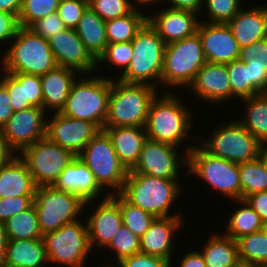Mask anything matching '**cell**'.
Listing matches in <instances>:
<instances>
[{
    "instance_id": "6da1fadb",
    "label": "cell",
    "mask_w": 267,
    "mask_h": 267,
    "mask_svg": "<svg viewBox=\"0 0 267 267\" xmlns=\"http://www.w3.org/2000/svg\"><path fill=\"white\" fill-rule=\"evenodd\" d=\"M179 96L170 90L162 97L152 100L145 124L147 139L179 147L185 138H197L190 135L193 123L191 111L183 106Z\"/></svg>"
},
{
    "instance_id": "7a4b0ae2",
    "label": "cell",
    "mask_w": 267,
    "mask_h": 267,
    "mask_svg": "<svg viewBox=\"0 0 267 267\" xmlns=\"http://www.w3.org/2000/svg\"><path fill=\"white\" fill-rule=\"evenodd\" d=\"M115 81V82H114ZM157 88L146 84H128L110 78L108 113L104 127H145Z\"/></svg>"
},
{
    "instance_id": "3957f363",
    "label": "cell",
    "mask_w": 267,
    "mask_h": 267,
    "mask_svg": "<svg viewBox=\"0 0 267 267\" xmlns=\"http://www.w3.org/2000/svg\"><path fill=\"white\" fill-rule=\"evenodd\" d=\"M0 62L3 71L42 76L57 66L47 39L28 27H19Z\"/></svg>"
},
{
    "instance_id": "277c9868",
    "label": "cell",
    "mask_w": 267,
    "mask_h": 267,
    "mask_svg": "<svg viewBox=\"0 0 267 267\" xmlns=\"http://www.w3.org/2000/svg\"><path fill=\"white\" fill-rule=\"evenodd\" d=\"M178 180H167L147 174L128 171L120 194L132 205L156 217L181 216L171 215V204L175 202L181 187Z\"/></svg>"
},
{
    "instance_id": "5b68a950",
    "label": "cell",
    "mask_w": 267,
    "mask_h": 267,
    "mask_svg": "<svg viewBox=\"0 0 267 267\" xmlns=\"http://www.w3.org/2000/svg\"><path fill=\"white\" fill-rule=\"evenodd\" d=\"M133 55L119 81L128 84H146L156 88L161 83V72L166 44L147 21L132 39ZM156 79V80H155ZM150 80H155L153 81ZM153 83V84H152Z\"/></svg>"
},
{
    "instance_id": "8992f818",
    "label": "cell",
    "mask_w": 267,
    "mask_h": 267,
    "mask_svg": "<svg viewBox=\"0 0 267 267\" xmlns=\"http://www.w3.org/2000/svg\"><path fill=\"white\" fill-rule=\"evenodd\" d=\"M109 96L110 78L97 76L77 79L60 113L92 122L103 130L108 113Z\"/></svg>"
},
{
    "instance_id": "52a82bcc",
    "label": "cell",
    "mask_w": 267,
    "mask_h": 267,
    "mask_svg": "<svg viewBox=\"0 0 267 267\" xmlns=\"http://www.w3.org/2000/svg\"><path fill=\"white\" fill-rule=\"evenodd\" d=\"M199 33L166 44L161 72V85L181 87L193 83L206 63Z\"/></svg>"
},
{
    "instance_id": "ba28073f",
    "label": "cell",
    "mask_w": 267,
    "mask_h": 267,
    "mask_svg": "<svg viewBox=\"0 0 267 267\" xmlns=\"http://www.w3.org/2000/svg\"><path fill=\"white\" fill-rule=\"evenodd\" d=\"M185 151L187 175L195 174L227 199H241L239 164L212 156L199 146H187Z\"/></svg>"
},
{
    "instance_id": "9c48e42d",
    "label": "cell",
    "mask_w": 267,
    "mask_h": 267,
    "mask_svg": "<svg viewBox=\"0 0 267 267\" xmlns=\"http://www.w3.org/2000/svg\"><path fill=\"white\" fill-rule=\"evenodd\" d=\"M228 121L218 125L208 140L202 143L198 137L195 141L208 154L233 163L240 164L258 158L263 144L238 120Z\"/></svg>"
},
{
    "instance_id": "30bf717a",
    "label": "cell",
    "mask_w": 267,
    "mask_h": 267,
    "mask_svg": "<svg viewBox=\"0 0 267 267\" xmlns=\"http://www.w3.org/2000/svg\"><path fill=\"white\" fill-rule=\"evenodd\" d=\"M35 206L42 235L56 231L64 224L77 221L88 202L69 192L55 189L52 185L37 186Z\"/></svg>"
},
{
    "instance_id": "8fae6325",
    "label": "cell",
    "mask_w": 267,
    "mask_h": 267,
    "mask_svg": "<svg viewBox=\"0 0 267 267\" xmlns=\"http://www.w3.org/2000/svg\"><path fill=\"white\" fill-rule=\"evenodd\" d=\"M48 262L67 267H84L91 251L87 223L80 220L64 224L56 231L42 235Z\"/></svg>"
},
{
    "instance_id": "7c38bea8",
    "label": "cell",
    "mask_w": 267,
    "mask_h": 267,
    "mask_svg": "<svg viewBox=\"0 0 267 267\" xmlns=\"http://www.w3.org/2000/svg\"><path fill=\"white\" fill-rule=\"evenodd\" d=\"M78 156L86 163L102 188H111L114 193L122 191L128 170L120 162L111 139L104 130H100Z\"/></svg>"
},
{
    "instance_id": "4fadbf2b",
    "label": "cell",
    "mask_w": 267,
    "mask_h": 267,
    "mask_svg": "<svg viewBox=\"0 0 267 267\" xmlns=\"http://www.w3.org/2000/svg\"><path fill=\"white\" fill-rule=\"evenodd\" d=\"M37 186L52 185L76 155L47 137L38 140L21 152Z\"/></svg>"
},
{
    "instance_id": "5bb4252c",
    "label": "cell",
    "mask_w": 267,
    "mask_h": 267,
    "mask_svg": "<svg viewBox=\"0 0 267 267\" xmlns=\"http://www.w3.org/2000/svg\"><path fill=\"white\" fill-rule=\"evenodd\" d=\"M177 148L171 144L147 139L139 161L131 171L161 179L178 180V171L184 165L187 166V155L179 157Z\"/></svg>"
},
{
    "instance_id": "9a60e30c",
    "label": "cell",
    "mask_w": 267,
    "mask_h": 267,
    "mask_svg": "<svg viewBox=\"0 0 267 267\" xmlns=\"http://www.w3.org/2000/svg\"><path fill=\"white\" fill-rule=\"evenodd\" d=\"M43 108L30 107L14 112L2 132L8 145L16 153L46 137L47 119Z\"/></svg>"
},
{
    "instance_id": "2e32d148",
    "label": "cell",
    "mask_w": 267,
    "mask_h": 267,
    "mask_svg": "<svg viewBox=\"0 0 267 267\" xmlns=\"http://www.w3.org/2000/svg\"><path fill=\"white\" fill-rule=\"evenodd\" d=\"M47 118L46 137L78 156L101 130L96 124L55 112Z\"/></svg>"
},
{
    "instance_id": "e0dca14e",
    "label": "cell",
    "mask_w": 267,
    "mask_h": 267,
    "mask_svg": "<svg viewBox=\"0 0 267 267\" xmlns=\"http://www.w3.org/2000/svg\"><path fill=\"white\" fill-rule=\"evenodd\" d=\"M48 43L57 66L85 75L96 70V60L86 50L75 29L65 28L50 37Z\"/></svg>"
},
{
    "instance_id": "ac0fdd59",
    "label": "cell",
    "mask_w": 267,
    "mask_h": 267,
    "mask_svg": "<svg viewBox=\"0 0 267 267\" xmlns=\"http://www.w3.org/2000/svg\"><path fill=\"white\" fill-rule=\"evenodd\" d=\"M197 32L207 62L228 64L239 59L240 47L227 24L199 22Z\"/></svg>"
},
{
    "instance_id": "d6986e66",
    "label": "cell",
    "mask_w": 267,
    "mask_h": 267,
    "mask_svg": "<svg viewBox=\"0 0 267 267\" xmlns=\"http://www.w3.org/2000/svg\"><path fill=\"white\" fill-rule=\"evenodd\" d=\"M189 88L199 99L210 104L222 103L232 98L226 64L206 62Z\"/></svg>"
},
{
    "instance_id": "ffe728a7",
    "label": "cell",
    "mask_w": 267,
    "mask_h": 267,
    "mask_svg": "<svg viewBox=\"0 0 267 267\" xmlns=\"http://www.w3.org/2000/svg\"><path fill=\"white\" fill-rule=\"evenodd\" d=\"M103 200V201H102ZM97 208L90 214L87 223L91 248H105L113 235L123 225L120 206L110 197L100 199Z\"/></svg>"
},
{
    "instance_id": "44dd1931",
    "label": "cell",
    "mask_w": 267,
    "mask_h": 267,
    "mask_svg": "<svg viewBox=\"0 0 267 267\" xmlns=\"http://www.w3.org/2000/svg\"><path fill=\"white\" fill-rule=\"evenodd\" d=\"M196 13L175 9L163 8L158 14L147 16V21L157 31L165 44L182 40L197 32L198 21Z\"/></svg>"
},
{
    "instance_id": "7402d4cb",
    "label": "cell",
    "mask_w": 267,
    "mask_h": 267,
    "mask_svg": "<svg viewBox=\"0 0 267 267\" xmlns=\"http://www.w3.org/2000/svg\"><path fill=\"white\" fill-rule=\"evenodd\" d=\"M52 186L55 189L79 196L85 203H92L104 190L96 181L86 163L76 156L62 171Z\"/></svg>"
},
{
    "instance_id": "603a6c76",
    "label": "cell",
    "mask_w": 267,
    "mask_h": 267,
    "mask_svg": "<svg viewBox=\"0 0 267 267\" xmlns=\"http://www.w3.org/2000/svg\"><path fill=\"white\" fill-rule=\"evenodd\" d=\"M182 221L181 216L156 217L140 238V252L166 259L172 266V237Z\"/></svg>"
},
{
    "instance_id": "cb8c5ba5",
    "label": "cell",
    "mask_w": 267,
    "mask_h": 267,
    "mask_svg": "<svg viewBox=\"0 0 267 267\" xmlns=\"http://www.w3.org/2000/svg\"><path fill=\"white\" fill-rule=\"evenodd\" d=\"M227 25L240 48L267 38V6L241 9Z\"/></svg>"
},
{
    "instance_id": "d4e9b609",
    "label": "cell",
    "mask_w": 267,
    "mask_h": 267,
    "mask_svg": "<svg viewBox=\"0 0 267 267\" xmlns=\"http://www.w3.org/2000/svg\"><path fill=\"white\" fill-rule=\"evenodd\" d=\"M120 162L129 171L138 163L147 140L145 127H104Z\"/></svg>"
},
{
    "instance_id": "484cf974",
    "label": "cell",
    "mask_w": 267,
    "mask_h": 267,
    "mask_svg": "<svg viewBox=\"0 0 267 267\" xmlns=\"http://www.w3.org/2000/svg\"><path fill=\"white\" fill-rule=\"evenodd\" d=\"M76 71L56 66L45 75L40 76L42 84L43 109L61 112L65 107L67 97L76 77ZM76 77V78H75ZM49 108V109H48Z\"/></svg>"
},
{
    "instance_id": "4316f807",
    "label": "cell",
    "mask_w": 267,
    "mask_h": 267,
    "mask_svg": "<svg viewBox=\"0 0 267 267\" xmlns=\"http://www.w3.org/2000/svg\"><path fill=\"white\" fill-rule=\"evenodd\" d=\"M37 185L24 160L16 155L0 168V198L34 196Z\"/></svg>"
},
{
    "instance_id": "83f0119b",
    "label": "cell",
    "mask_w": 267,
    "mask_h": 267,
    "mask_svg": "<svg viewBox=\"0 0 267 267\" xmlns=\"http://www.w3.org/2000/svg\"><path fill=\"white\" fill-rule=\"evenodd\" d=\"M48 262L42 238L9 239L1 267H47Z\"/></svg>"
},
{
    "instance_id": "f1b7e54d",
    "label": "cell",
    "mask_w": 267,
    "mask_h": 267,
    "mask_svg": "<svg viewBox=\"0 0 267 267\" xmlns=\"http://www.w3.org/2000/svg\"><path fill=\"white\" fill-rule=\"evenodd\" d=\"M105 24L106 22L88 6L75 28L86 50L96 61L108 45Z\"/></svg>"
},
{
    "instance_id": "f546056e",
    "label": "cell",
    "mask_w": 267,
    "mask_h": 267,
    "mask_svg": "<svg viewBox=\"0 0 267 267\" xmlns=\"http://www.w3.org/2000/svg\"><path fill=\"white\" fill-rule=\"evenodd\" d=\"M200 253L206 267H231L239 259L237 241L225 234L213 233Z\"/></svg>"
},
{
    "instance_id": "4dcf8cb0",
    "label": "cell",
    "mask_w": 267,
    "mask_h": 267,
    "mask_svg": "<svg viewBox=\"0 0 267 267\" xmlns=\"http://www.w3.org/2000/svg\"><path fill=\"white\" fill-rule=\"evenodd\" d=\"M247 111L239 122L262 144H267V93L243 99Z\"/></svg>"
},
{
    "instance_id": "1f68e13d",
    "label": "cell",
    "mask_w": 267,
    "mask_h": 267,
    "mask_svg": "<svg viewBox=\"0 0 267 267\" xmlns=\"http://www.w3.org/2000/svg\"><path fill=\"white\" fill-rule=\"evenodd\" d=\"M140 9H134L131 13L106 21V33L108 44L129 42L147 22L146 14Z\"/></svg>"
},
{
    "instance_id": "d6a6232c",
    "label": "cell",
    "mask_w": 267,
    "mask_h": 267,
    "mask_svg": "<svg viewBox=\"0 0 267 267\" xmlns=\"http://www.w3.org/2000/svg\"><path fill=\"white\" fill-rule=\"evenodd\" d=\"M242 206L233 211L228 219L227 230L225 235L237 240L241 236L251 234L253 232L265 228V223L260 216L251 208L245 199L235 200Z\"/></svg>"
},
{
    "instance_id": "836d02e7",
    "label": "cell",
    "mask_w": 267,
    "mask_h": 267,
    "mask_svg": "<svg viewBox=\"0 0 267 267\" xmlns=\"http://www.w3.org/2000/svg\"><path fill=\"white\" fill-rule=\"evenodd\" d=\"M8 238L12 240L42 238L38 216L34 204L4 223Z\"/></svg>"
},
{
    "instance_id": "e575fe53",
    "label": "cell",
    "mask_w": 267,
    "mask_h": 267,
    "mask_svg": "<svg viewBox=\"0 0 267 267\" xmlns=\"http://www.w3.org/2000/svg\"><path fill=\"white\" fill-rule=\"evenodd\" d=\"M110 197L120 206L123 225L139 238L149 229L155 217L129 203L120 193L109 192Z\"/></svg>"
},
{
    "instance_id": "d590c367",
    "label": "cell",
    "mask_w": 267,
    "mask_h": 267,
    "mask_svg": "<svg viewBox=\"0 0 267 267\" xmlns=\"http://www.w3.org/2000/svg\"><path fill=\"white\" fill-rule=\"evenodd\" d=\"M239 259L255 263L258 266L267 264V230L241 236L237 240Z\"/></svg>"
},
{
    "instance_id": "8d00e7d4",
    "label": "cell",
    "mask_w": 267,
    "mask_h": 267,
    "mask_svg": "<svg viewBox=\"0 0 267 267\" xmlns=\"http://www.w3.org/2000/svg\"><path fill=\"white\" fill-rule=\"evenodd\" d=\"M239 174L241 199H244L249 194L267 191V173L259 158L240 163Z\"/></svg>"
},
{
    "instance_id": "74e56055",
    "label": "cell",
    "mask_w": 267,
    "mask_h": 267,
    "mask_svg": "<svg viewBox=\"0 0 267 267\" xmlns=\"http://www.w3.org/2000/svg\"><path fill=\"white\" fill-rule=\"evenodd\" d=\"M231 85L232 97L243 99L261 94L249 81V66L244 61L235 59L226 64Z\"/></svg>"
},
{
    "instance_id": "f35d334b",
    "label": "cell",
    "mask_w": 267,
    "mask_h": 267,
    "mask_svg": "<svg viewBox=\"0 0 267 267\" xmlns=\"http://www.w3.org/2000/svg\"><path fill=\"white\" fill-rule=\"evenodd\" d=\"M60 0H22L18 15L21 27H30L35 21L57 12Z\"/></svg>"
},
{
    "instance_id": "ab89813d",
    "label": "cell",
    "mask_w": 267,
    "mask_h": 267,
    "mask_svg": "<svg viewBox=\"0 0 267 267\" xmlns=\"http://www.w3.org/2000/svg\"><path fill=\"white\" fill-rule=\"evenodd\" d=\"M3 74L0 82L7 88L14 112L33 107L29 100H26L25 74L8 73L6 71Z\"/></svg>"
},
{
    "instance_id": "60d3db41",
    "label": "cell",
    "mask_w": 267,
    "mask_h": 267,
    "mask_svg": "<svg viewBox=\"0 0 267 267\" xmlns=\"http://www.w3.org/2000/svg\"><path fill=\"white\" fill-rule=\"evenodd\" d=\"M106 247L115 251L116 262L119 263L122 259L140 252V238L129 228L121 225Z\"/></svg>"
},
{
    "instance_id": "b9f144b4",
    "label": "cell",
    "mask_w": 267,
    "mask_h": 267,
    "mask_svg": "<svg viewBox=\"0 0 267 267\" xmlns=\"http://www.w3.org/2000/svg\"><path fill=\"white\" fill-rule=\"evenodd\" d=\"M132 0H88V6L105 22L131 13L136 7Z\"/></svg>"
},
{
    "instance_id": "7bdbcfd3",
    "label": "cell",
    "mask_w": 267,
    "mask_h": 267,
    "mask_svg": "<svg viewBox=\"0 0 267 267\" xmlns=\"http://www.w3.org/2000/svg\"><path fill=\"white\" fill-rule=\"evenodd\" d=\"M208 23L227 24L242 8L240 0H204Z\"/></svg>"
},
{
    "instance_id": "ee69618b",
    "label": "cell",
    "mask_w": 267,
    "mask_h": 267,
    "mask_svg": "<svg viewBox=\"0 0 267 267\" xmlns=\"http://www.w3.org/2000/svg\"><path fill=\"white\" fill-rule=\"evenodd\" d=\"M133 55L131 41L108 44L104 53L98 58L97 66L100 63H111L116 67H121L123 72L127 69Z\"/></svg>"
},
{
    "instance_id": "f6af8a7d",
    "label": "cell",
    "mask_w": 267,
    "mask_h": 267,
    "mask_svg": "<svg viewBox=\"0 0 267 267\" xmlns=\"http://www.w3.org/2000/svg\"><path fill=\"white\" fill-rule=\"evenodd\" d=\"M239 59L250 69L267 71V38L241 47Z\"/></svg>"
},
{
    "instance_id": "bcb514c9",
    "label": "cell",
    "mask_w": 267,
    "mask_h": 267,
    "mask_svg": "<svg viewBox=\"0 0 267 267\" xmlns=\"http://www.w3.org/2000/svg\"><path fill=\"white\" fill-rule=\"evenodd\" d=\"M88 7V0H60L57 14L66 28L75 29Z\"/></svg>"
},
{
    "instance_id": "7dc6e473",
    "label": "cell",
    "mask_w": 267,
    "mask_h": 267,
    "mask_svg": "<svg viewBox=\"0 0 267 267\" xmlns=\"http://www.w3.org/2000/svg\"><path fill=\"white\" fill-rule=\"evenodd\" d=\"M33 201L34 196L0 198V223H5L14 215L27 210L33 204Z\"/></svg>"
},
{
    "instance_id": "c3c4849f",
    "label": "cell",
    "mask_w": 267,
    "mask_h": 267,
    "mask_svg": "<svg viewBox=\"0 0 267 267\" xmlns=\"http://www.w3.org/2000/svg\"><path fill=\"white\" fill-rule=\"evenodd\" d=\"M29 28L37 35H40L44 39L48 40L50 37L64 30L66 27L57 12H54L35 21Z\"/></svg>"
},
{
    "instance_id": "681fc988",
    "label": "cell",
    "mask_w": 267,
    "mask_h": 267,
    "mask_svg": "<svg viewBox=\"0 0 267 267\" xmlns=\"http://www.w3.org/2000/svg\"><path fill=\"white\" fill-rule=\"evenodd\" d=\"M115 267H171V263L161 257L138 252L122 259Z\"/></svg>"
},
{
    "instance_id": "f907efd6",
    "label": "cell",
    "mask_w": 267,
    "mask_h": 267,
    "mask_svg": "<svg viewBox=\"0 0 267 267\" xmlns=\"http://www.w3.org/2000/svg\"><path fill=\"white\" fill-rule=\"evenodd\" d=\"M26 100L33 107L43 108L42 84L40 76L25 74Z\"/></svg>"
},
{
    "instance_id": "816d5d0a",
    "label": "cell",
    "mask_w": 267,
    "mask_h": 267,
    "mask_svg": "<svg viewBox=\"0 0 267 267\" xmlns=\"http://www.w3.org/2000/svg\"><path fill=\"white\" fill-rule=\"evenodd\" d=\"M19 27L15 14L0 11V43L13 39Z\"/></svg>"
},
{
    "instance_id": "f5cc1de1",
    "label": "cell",
    "mask_w": 267,
    "mask_h": 267,
    "mask_svg": "<svg viewBox=\"0 0 267 267\" xmlns=\"http://www.w3.org/2000/svg\"><path fill=\"white\" fill-rule=\"evenodd\" d=\"M245 201L260 216L264 223L267 222V191L257 192L246 196Z\"/></svg>"
},
{
    "instance_id": "db71d44e",
    "label": "cell",
    "mask_w": 267,
    "mask_h": 267,
    "mask_svg": "<svg viewBox=\"0 0 267 267\" xmlns=\"http://www.w3.org/2000/svg\"><path fill=\"white\" fill-rule=\"evenodd\" d=\"M14 110L10 103V96L7 88L0 82V129L13 115Z\"/></svg>"
},
{
    "instance_id": "11a10c76",
    "label": "cell",
    "mask_w": 267,
    "mask_h": 267,
    "mask_svg": "<svg viewBox=\"0 0 267 267\" xmlns=\"http://www.w3.org/2000/svg\"><path fill=\"white\" fill-rule=\"evenodd\" d=\"M167 2V0H165ZM170 1V2H169ZM171 8L187 10L200 15L204 0H168Z\"/></svg>"
},
{
    "instance_id": "9f6ffc18",
    "label": "cell",
    "mask_w": 267,
    "mask_h": 267,
    "mask_svg": "<svg viewBox=\"0 0 267 267\" xmlns=\"http://www.w3.org/2000/svg\"><path fill=\"white\" fill-rule=\"evenodd\" d=\"M249 81L260 92L267 93V71L249 67Z\"/></svg>"
},
{
    "instance_id": "6f0895ef",
    "label": "cell",
    "mask_w": 267,
    "mask_h": 267,
    "mask_svg": "<svg viewBox=\"0 0 267 267\" xmlns=\"http://www.w3.org/2000/svg\"><path fill=\"white\" fill-rule=\"evenodd\" d=\"M182 257L179 267H206L203 256L199 251L188 252Z\"/></svg>"
},
{
    "instance_id": "680465c9",
    "label": "cell",
    "mask_w": 267,
    "mask_h": 267,
    "mask_svg": "<svg viewBox=\"0 0 267 267\" xmlns=\"http://www.w3.org/2000/svg\"><path fill=\"white\" fill-rule=\"evenodd\" d=\"M15 154L16 153L8 145L2 129H0V168L14 158L16 156Z\"/></svg>"
},
{
    "instance_id": "91938a15",
    "label": "cell",
    "mask_w": 267,
    "mask_h": 267,
    "mask_svg": "<svg viewBox=\"0 0 267 267\" xmlns=\"http://www.w3.org/2000/svg\"><path fill=\"white\" fill-rule=\"evenodd\" d=\"M22 0H0V11L15 14L20 13Z\"/></svg>"
},
{
    "instance_id": "94428289",
    "label": "cell",
    "mask_w": 267,
    "mask_h": 267,
    "mask_svg": "<svg viewBox=\"0 0 267 267\" xmlns=\"http://www.w3.org/2000/svg\"><path fill=\"white\" fill-rule=\"evenodd\" d=\"M8 234L6 232L4 223H0V267L3 264L6 247L8 245Z\"/></svg>"
},
{
    "instance_id": "6125c7cd",
    "label": "cell",
    "mask_w": 267,
    "mask_h": 267,
    "mask_svg": "<svg viewBox=\"0 0 267 267\" xmlns=\"http://www.w3.org/2000/svg\"><path fill=\"white\" fill-rule=\"evenodd\" d=\"M258 158L261 161V163L265 169V172L267 173V144H263L261 146Z\"/></svg>"
},
{
    "instance_id": "be15d7a7",
    "label": "cell",
    "mask_w": 267,
    "mask_h": 267,
    "mask_svg": "<svg viewBox=\"0 0 267 267\" xmlns=\"http://www.w3.org/2000/svg\"><path fill=\"white\" fill-rule=\"evenodd\" d=\"M231 267H260V266L256 265L255 263L249 262V261L238 259L234 263V265Z\"/></svg>"
},
{
    "instance_id": "e7e4bbea",
    "label": "cell",
    "mask_w": 267,
    "mask_h": 267,
    "mask_svg": "<svg viewBox=\"0 0 267 267\" xmlns=\"http://www.w3.org/2000/svg\"><path fill=\"white\" fill-rule=\"evenodd\" d=\"M135 1H136V4L138 3L139 5L141 4V5L145 6V5H148L149 3L153 4V2H155V1L159 2L160 0H135ZM162 1H164V0H162Z\"/></svg>"
},
{
    "instance_id": "03108f58",
    "label": "cell",
    "mask_w": 267,
    "mask_h": 267,
    "mask_svg": "<svg viewBox=\"0 0 267 267\" xmlns=\"http://www.w3.org/2000/svg\"><path fill=\"white\" fill-rule=\"evenodd\" d=\"M101 267H102V266H101ZM103 267H113V266H111V265H108V266H107V265H105V266H103Z\"/></svg>"
}]
</instances>
